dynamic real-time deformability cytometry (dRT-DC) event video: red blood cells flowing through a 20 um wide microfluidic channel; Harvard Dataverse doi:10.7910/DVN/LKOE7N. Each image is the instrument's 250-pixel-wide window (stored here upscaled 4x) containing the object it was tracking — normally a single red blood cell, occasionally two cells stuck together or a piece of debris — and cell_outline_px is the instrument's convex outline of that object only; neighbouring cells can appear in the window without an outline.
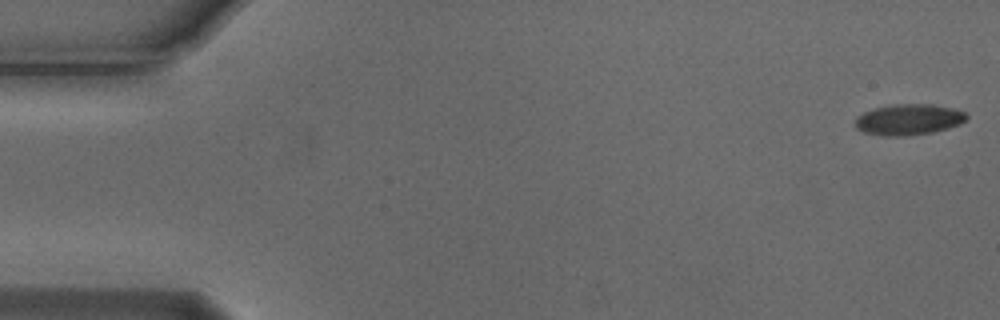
{"species": "Egyptian fruit bat (a non-hibernating species)", "species_latin": "Rousettus aegyptiacus", "temperature_condition": "cold", "stored_images_in_passage": 20, "camera_frame_rate_fps": 3000, "um_per_image_px": 0.085, "animal": {"sex": "male"}, "frame": {"image": 1, "passage_image": 1, "time_ms": 0.0, "image_size_px": [1000, 320], "cell_outline_px": [[968, 116], [960, 124], [948, 128], [932, 132], [908, 136], [884, 136], [864, 132], [856, 128], [856, 116], [864, 112], [876, 108], [896, 104], [932, 104], [952, 108], [964, 112]], "centroid_in_image_um": [77.23, 10.17], "position_along_channel_um": 7.8, "area_um2": 19.94}}
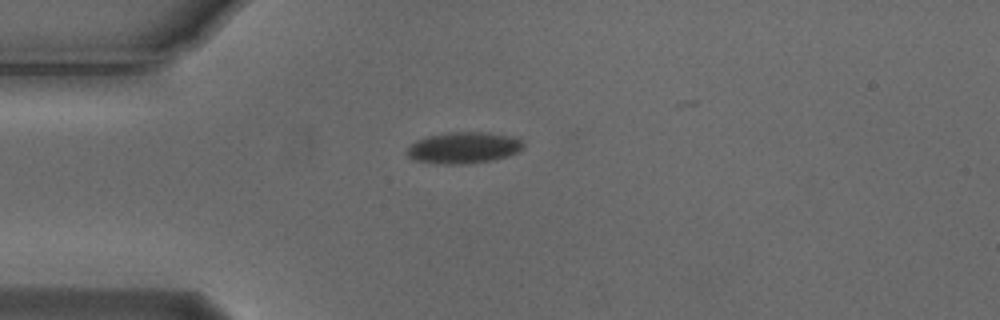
{"frame": {"image": 2, "passage_image": 14, "time_ms": 4.333, "image_size_px": [1000, 320], "cell_outline_px": [[524, 148], [520, 152], [508, 156], [492, 160], [468, 164], [436, 164], [412, 160], [404, 152], [416, 140], [428, 136], [448, 132], [488, 132], [508, 136], [524, 140]], "centroid_in_image_um": [39.41, 12.57], "position_along_channel_um": 45.6, "area_um2": 21.62}}
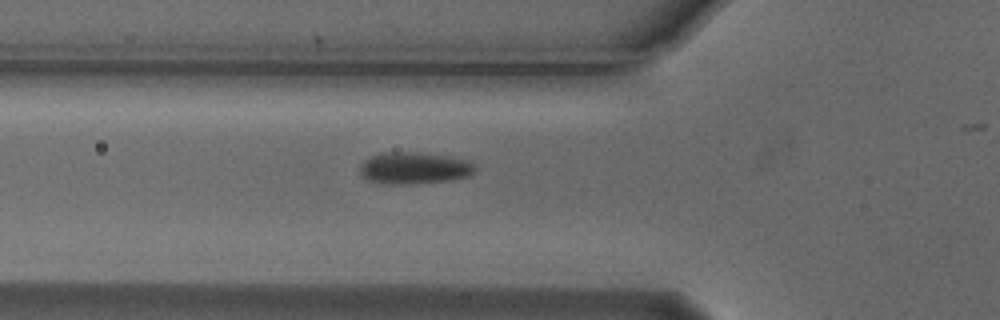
{"frame": {"image": 3, "passage_image": 19, "time_ms": 6.0, "image_size_px": [1000, 320], "cell_outline_px": [[476, 172], [468, 176], [452, 180], [412, 184], [388, 184], [368, 180], [360, 176], [360, 164], [364, 160], [372, 156], [384, 152], [416, 152], [448, 156], [468, 160], [476, 168]], "centroid_in_image_um": [35.2, 14.29], "position_along_channel_um": 90.6, "area_um2": 21.5}}